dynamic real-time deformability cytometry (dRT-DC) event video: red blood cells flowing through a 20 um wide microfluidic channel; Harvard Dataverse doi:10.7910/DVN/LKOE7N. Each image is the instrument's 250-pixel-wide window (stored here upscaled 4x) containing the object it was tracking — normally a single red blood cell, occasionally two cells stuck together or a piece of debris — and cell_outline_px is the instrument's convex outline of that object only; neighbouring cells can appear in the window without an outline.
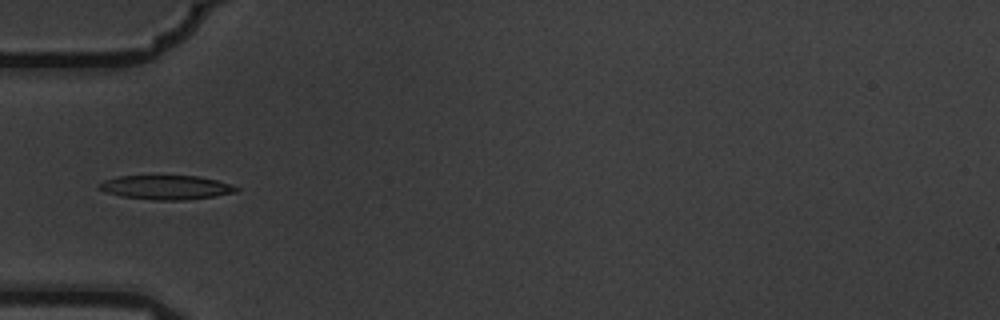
{"species": "common noctule bat (a hibernating species)", "species_latin": "Nyctalus noctula", "temperature_condition": "warm", "stored_images_in_passage": 10, "camera_frame_rate_fps": 3000, "um_per_image_px": 0.085, "animal": {"sex": "male", "body_mass_g": 19.5, "forearm_length_mm": 54.6}, "frame": {"image": 1, "passage_image": 5, "time_ms": 1.333, "image_size_px": [1000, 320], "cell_outline_px": [[240, 188], [236, 192], [216, 196], [184, 200], [156, 200], [120, 196], [96, 188], [96, 184], [104, 180], [120, 176], [200, 176], [216, 180]], "centroid_in_image_um": [14.09, 15.93], "position_along_channel_um": 70.9, "area_um2": 19.25}}
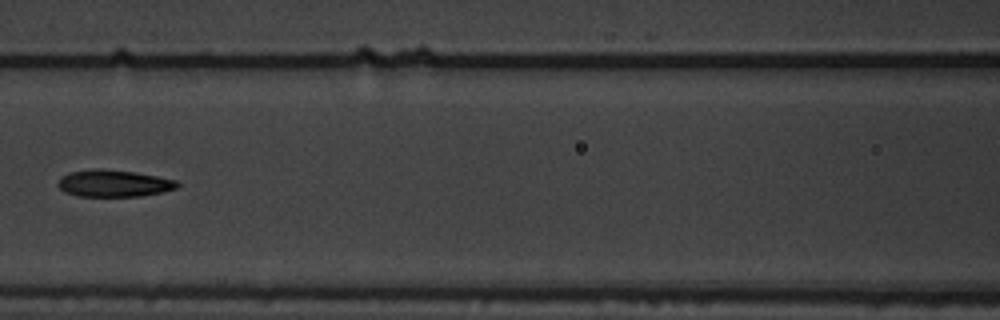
{"frame": {"image": 2, "passage_image": 7, "time_ms": 2.0, "image_size_px": [1000, 320], "cell_outline_px": [[180, 184], [176, 188], [164, 192], [140, 196], [80, 196], [64, 192], [56, 184], [60, 176], [68, 172], [96, 168], [104, 168], [132, 172], [156, 176], [176, 180]], "centroid_in_image_um": [9.63, 15.58], "position_along_channel_um": 157.0, "area_um2": 18.84}}
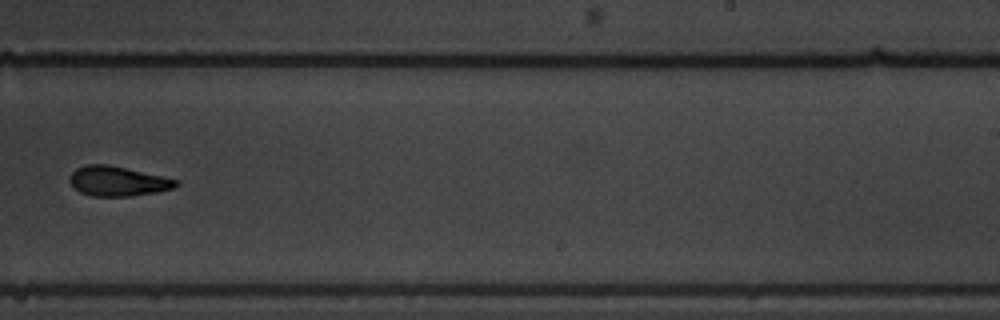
{"frame": {"image": 3, "passage_image": 10, "time_ms": 3.0, "image_size_px": [1000, 320], "cell_outline_px": [[180, 184], [172, 188], [156, 192], [132, 196], [92, 196], [80, 192], [68, 180], [72, 172], [76, 168], [88, 164], [108, 164], [164, 176], [180, 180]], "centroid_in_image_um": [10.03, 15.39], "position_along_channel_um": 279.0, "area_um2": 18.5}}